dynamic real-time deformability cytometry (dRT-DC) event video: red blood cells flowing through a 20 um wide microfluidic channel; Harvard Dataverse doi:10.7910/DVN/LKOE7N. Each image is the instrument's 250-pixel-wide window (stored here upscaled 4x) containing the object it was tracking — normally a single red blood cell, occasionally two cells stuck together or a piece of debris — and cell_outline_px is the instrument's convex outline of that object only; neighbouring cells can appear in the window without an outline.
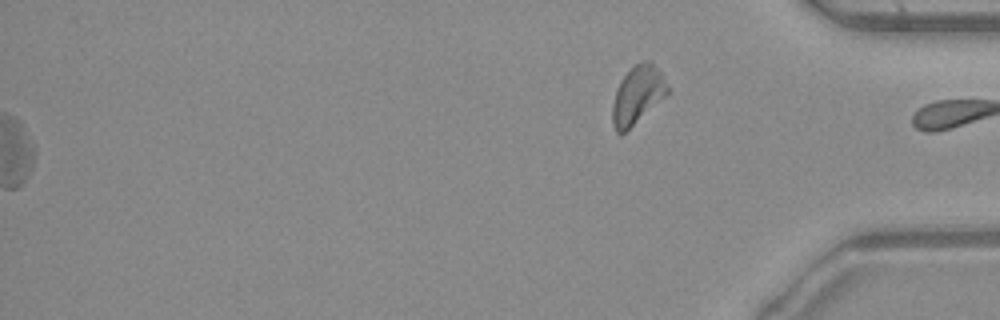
{"species": "common noctule bat (a hibernating species)", "species_latin": "Nyctalus noctula", "temperature_condition": "warm", "stored_images_in_passage": 37, "segment_of_instrument_passage": [2, 2], "camera_frame_rate_fps": 3000, "um_per_image_px": 0.085, "animal": {"sex": "male", "body_mass_g": 23.1, "forearm_length_mm": 52.7}, "frame": {"image": 1, "passage_image": 37, "time_ms": 12.0, "image_size_px": [1000, 320], "cell_outline_px": [[668, 92], [664, 96], [620, 136], [616, 132], [612, 124], [612, 104], [616, 88], [620, 80], [636, 64], [648, 60], [660, 72], [668, 88]], "centroid_in_image_um": [54.12, 8.09], "position_along_channel_um": 381.1, "area_um2": 17.92}}